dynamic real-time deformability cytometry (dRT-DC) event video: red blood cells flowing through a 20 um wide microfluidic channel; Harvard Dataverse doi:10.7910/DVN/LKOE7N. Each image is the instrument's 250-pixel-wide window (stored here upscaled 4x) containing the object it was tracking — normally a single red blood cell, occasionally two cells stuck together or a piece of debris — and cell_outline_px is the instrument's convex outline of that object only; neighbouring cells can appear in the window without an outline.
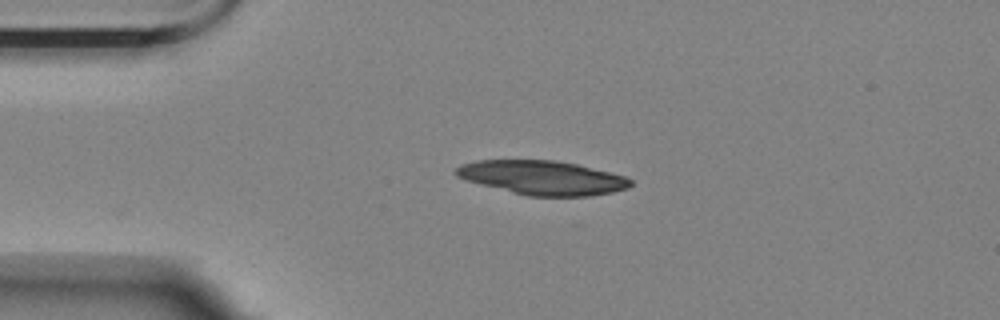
{"species": "Egyptian fruit bat (a non-hibernating species)", "species_latin": "Rousettus aegyptiacus", "temperature_condition": "room temperature", "stored_images_in_passage": 44, "camera_frame_rate_fps": 3000, "um_per_image_px": 0.085, "animal": {"sex": "female"}, "frame": {"image": 1, "passage_image": 1, "time_ms": 0.0, "image_size_px": [1000, 320], "cell_outline_px": [[632, 184], [628, 188], [612, 192], [592, 196], [528, 196], [464, 180], [456, 176], [452, 172], [460, 164], [476, 160], [556, 160], [576, 164], [624, 176], [632, 180]], "centroid_in_image_um": [46.06, 15.1], "position_along_channel_um": 38.9, "area_um2": 34.68}}